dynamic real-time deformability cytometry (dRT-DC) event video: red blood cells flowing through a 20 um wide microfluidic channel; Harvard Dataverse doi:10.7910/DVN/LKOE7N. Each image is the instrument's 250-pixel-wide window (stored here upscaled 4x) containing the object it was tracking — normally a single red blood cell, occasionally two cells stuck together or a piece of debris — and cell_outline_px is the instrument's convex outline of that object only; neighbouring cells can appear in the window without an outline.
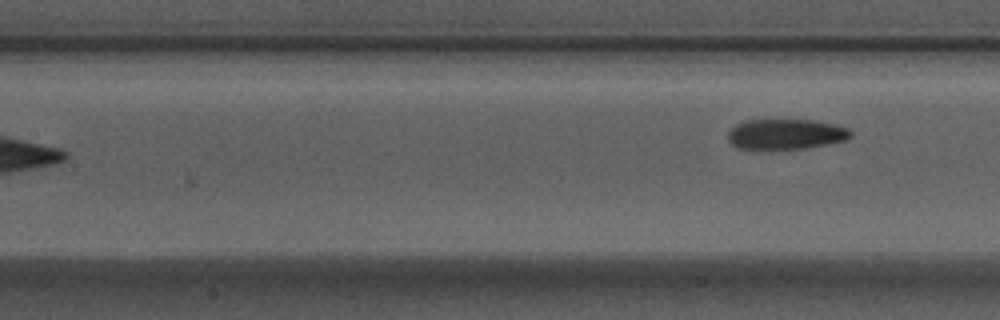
{"species": "Egyptian fruit bat (a non-hibernating species)", "species_latin": "Rousettus aegyptiacus", "temperature_condition": "warm", "stored_images_in_passage": 8, "camera_frame_rate_fps": 3000, "um_per_image_px": 0.085, "animal": {"sex": "male"}, "frame": {"image": 1, "passage_image": 8, "time_ms": 2.333, "image_size_px": [1000, 320], "cell_outline_px": [[852, 136], [848, 140], [808, 148], [736, 148], [728, 140], [728, 132], [736, 124], [744, 120], [812, 120], [832, 124], [848, 128], [852, 132]], "centroid_in_image_um": [66.81, 11.4], "position_along_channel_um": 140.6, "area_um2": 21.56}}